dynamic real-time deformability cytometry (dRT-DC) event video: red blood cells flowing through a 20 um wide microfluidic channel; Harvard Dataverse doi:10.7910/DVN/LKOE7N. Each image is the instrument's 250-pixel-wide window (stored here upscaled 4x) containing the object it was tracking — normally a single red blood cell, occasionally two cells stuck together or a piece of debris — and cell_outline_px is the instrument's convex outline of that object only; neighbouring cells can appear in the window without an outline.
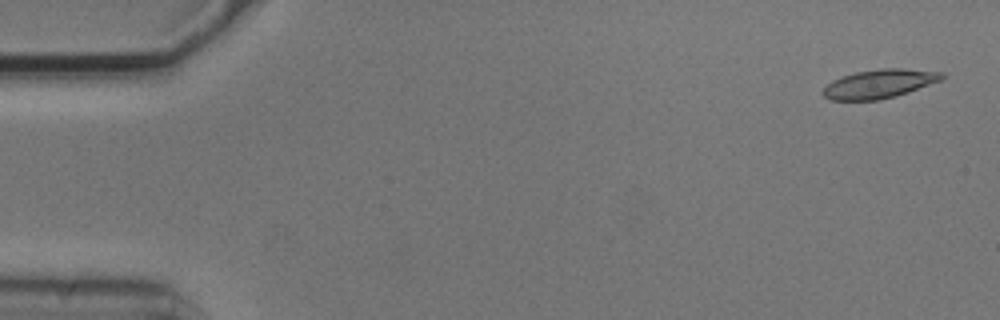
{"species": "common noctule bat (a hibernating species)", "species_latin": "Nyctalus noctula", "temperature_condition": "cold", "stored_images_in_passage": 5, "camera_frame_rate_fps": 3000, "um_per_image_px": 0.085, "animal": {"sex": "male", "body_mass_g": 20.5, "forearm_length_mm": 52.5}, "frame": {"image": 1, "passage_image": 1, "time_ms": 0.0, "image_size_px": [1000, 320], "cell_outline_px": [[944, 76], [940, 80], [908, 92], [896, 96], [880, 100], [832, 100], [824, 96], [820, 92], [832, 80], [856, 72], [880, 68], [900, 68], [944, 72]], "centroid_in_image_um": [74.72, 7.12], "position_along_channel_um": 10.3, "area_um2": 19.83}}
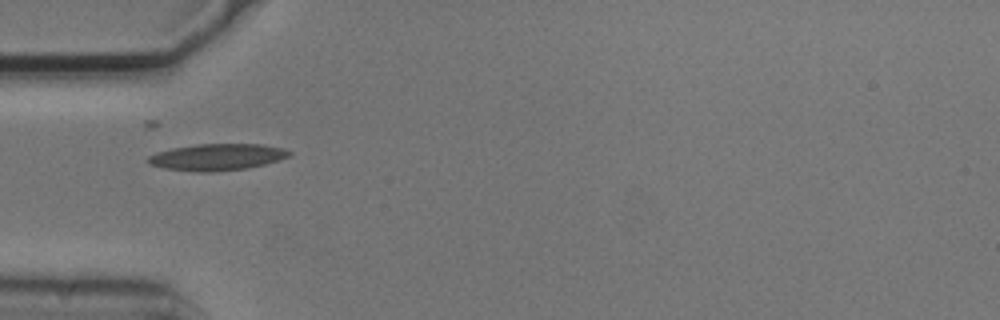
{"frame": {"image": 2, "passage_image": 5, "time_ms": 1.333, "image_size_px": [1000, 320], "cell_outline_px": [[292, 152], [288, 156], [264, 164], [248, 168], [212, 172], [196, 172], [164, 168], [148, 164], [148, 156], [156, 152], [172, 148], [196, 144], [264, 144], [284, 148]], "centroid_in_image_um": [18.42, 13.35], "position_along_channel_um": 66.6, "area_um2": 21.91}}